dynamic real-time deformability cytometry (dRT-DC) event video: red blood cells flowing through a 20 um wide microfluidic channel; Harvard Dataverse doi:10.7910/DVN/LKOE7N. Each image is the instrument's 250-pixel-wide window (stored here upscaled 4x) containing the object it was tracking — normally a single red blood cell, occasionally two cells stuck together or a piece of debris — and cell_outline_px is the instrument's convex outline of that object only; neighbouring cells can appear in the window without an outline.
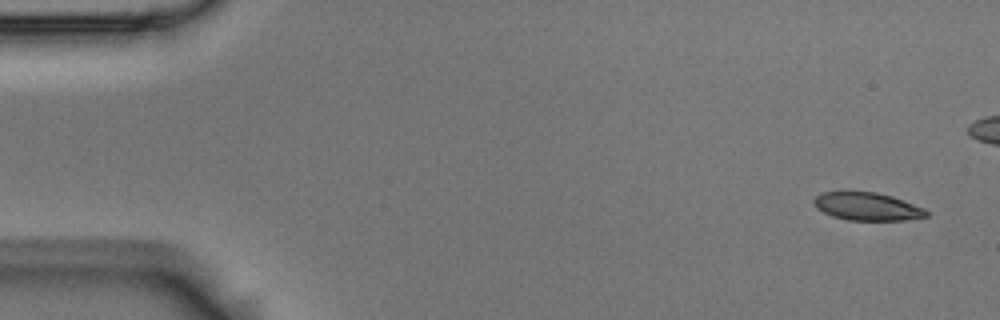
{"species": "Egyptian fruit bat (a non-hibernating species)", "species_latin": "Rousettus aegyptiacus", "temperature_condition": "room temperature", "stored_images_in_passage": 3, "camera_frame_rate_fps": 3000, "um_per_image_px": 0.085, "animal": {"sex": "male"}, "frame": {"image": 1, "passage_image": 1, "time_ms": 0.0, "image_size_px": [1000, 320], "cell_outline_px": [[928, 216], [904, 220], [848, 220], [832, 216], [816, 208], [812, 200], [820, 192], [848, 188], [876, 192], [892, 196], [924, 208], [928, 212]], "centroid_in_image_um": [73.62, 17.49], "position_along_channel_um": 11.4, "area_um2": 19.02}}